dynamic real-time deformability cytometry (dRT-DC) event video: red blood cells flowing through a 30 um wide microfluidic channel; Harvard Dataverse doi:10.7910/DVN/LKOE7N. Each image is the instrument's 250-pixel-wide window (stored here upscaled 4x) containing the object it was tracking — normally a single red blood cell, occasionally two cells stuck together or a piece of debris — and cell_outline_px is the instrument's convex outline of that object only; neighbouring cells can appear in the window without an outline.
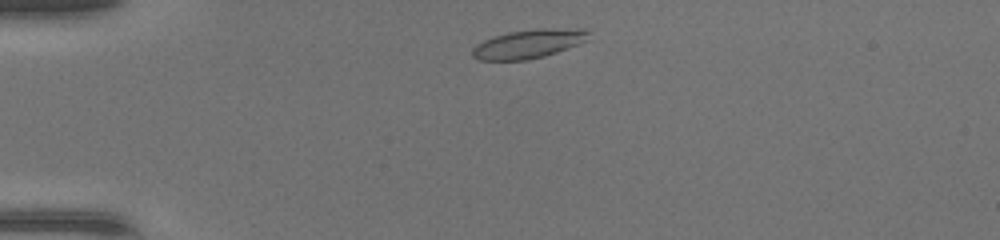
{"species": "common noctule bat (a hibernating species)", "species_latin": "Nyctalus noctula", "temperature_condition": "warm", "stored_images_in_passage": 38, "camera_frame_rate_fps": 3000, "um_per_image_px": 0.085, "animal": {"sex": "female", "body_mass_g": 17.0, "forearm_length_mm": 48.0}, "frame": {"image": 1, "passage_image": 3, "time_ms": 0.667, "image_size_px": [1000, 240], "cell_outline_px": [[588, 40], [568, 48], [544, 56], [528, 60], [480, 60], [472, 56], [472, 48], [476, 44], [484, 40], [508, 32], [540, 28], [580, 28], [588, 32]], "centroid_in_image_um": [44.92, 3.72], "position_along_channel_um": 40.1, "area_um2": 19.48}}
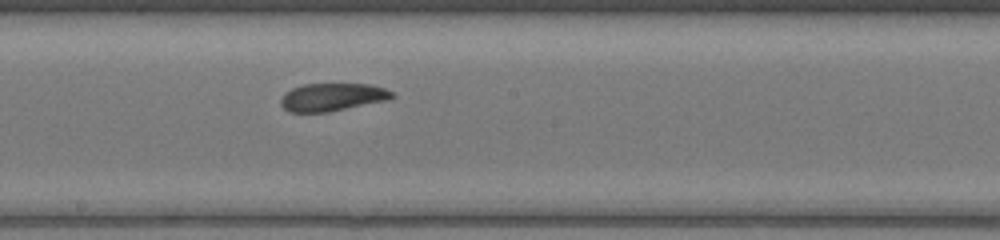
{"frame": {"image": 2, "passage_image": 18, "time_ms": 5.667, "image_size_px": [1000, 240], "cell_outline_px": [[396, 96], [388, 100], [328, 112], [288, 112], [280, 104], [280, 100], [284, 92], [292, 88], [304, 84], [368, 84], [384, 88], [392, 92]], "centroid_in_image_um": [28.22, 8.25], "position_along_channel_um": 220.0, "area_um2": 18.09}}
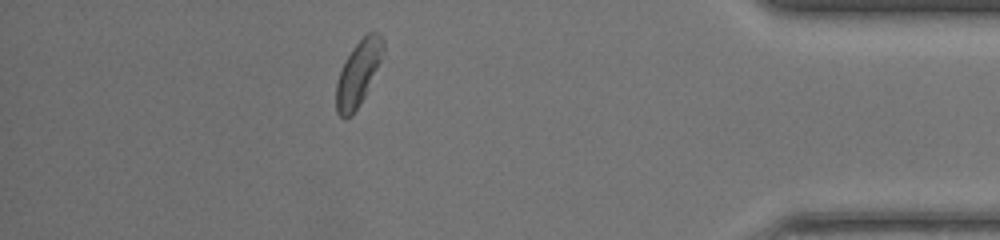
{"frame": {"image": 3, "passage_image": 33, "time_ms": 10.667, "image_size_px": [1000, 240], "cell_outline_px": [[384, 48], [380, 60], [364, 96], [360, 104], [352, 116], [344, 120], [336, 112], [336, 84], [340, 68], [344, 60], [352, 48], [368, 32], [376, 32], [384, 40]], "centroid_in_image_um": [30.4, 6.26], "position_along_channel_um": 404.8, "area_um2": 17.63}}